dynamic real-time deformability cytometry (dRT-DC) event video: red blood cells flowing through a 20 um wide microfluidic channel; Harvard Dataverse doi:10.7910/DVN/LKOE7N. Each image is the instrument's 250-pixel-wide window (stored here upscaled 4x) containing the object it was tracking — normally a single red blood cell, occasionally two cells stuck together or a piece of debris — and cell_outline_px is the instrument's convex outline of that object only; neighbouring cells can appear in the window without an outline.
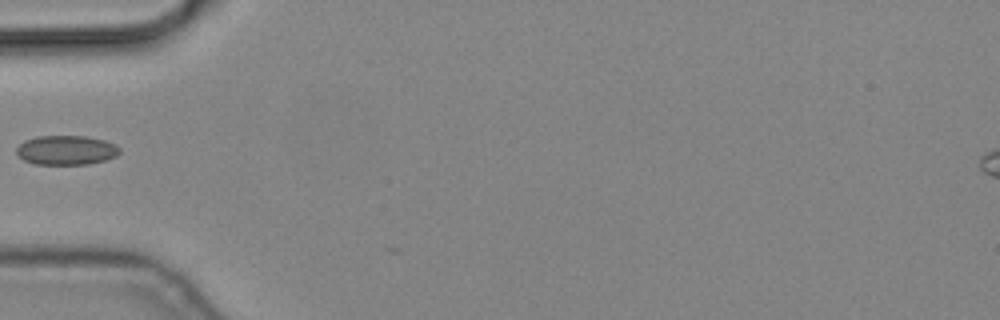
{"species": "common noctule bat (a hibernating species)", "species_latin": "Nyctalus noctula", "temperature_condition": "cold", "stored_images_in_passage": 2, "camera_frame_rate_fps": 3000, "um_per_image_px": 0.085, "animal": {"sex": "male", "body_mass_g": 19.2, "forearm_length_mm": 51.8}, "frame": {"image": 1, "passage_image": 1, "time_ms": 0.0, "image_size_px": [1000, 320], "cell_outline_px": [[120, 152], [116, 156], [104, 160], [88, 164], [36, 164], [24, 160], [16, 152], [16, 148], [24, 140], [36, 136], [84, 136], [104, 140], [120, 148]], "centroid_in_image_um": [5.61, 12.76], "position_along_channel_um": 79.4, "area_um2": 17.51}}
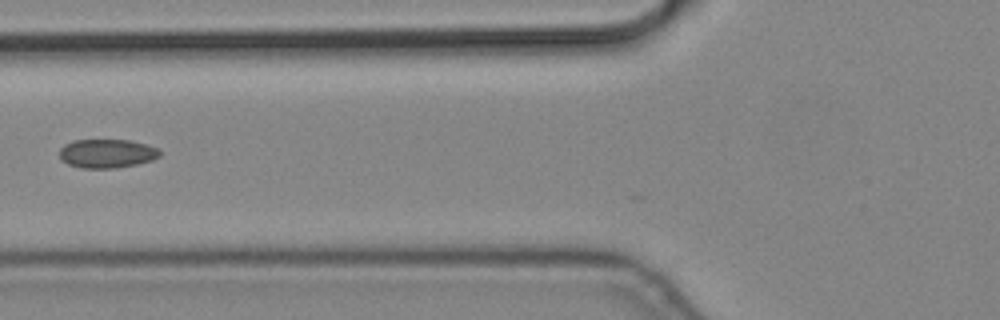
{"frame": {"image": 2, "passage_image": 2, "time_ms": 0.333, "image_size_px": [1000, 320], "cell_outline_px": [[160, 156], [152, 160], [136, 164], [116, 168], [84, 168], [68, 164], [60, 160], [60, 148], [64, 144], [72, 140], [128, 140], [144, 144], [156, 148], [160, 152]], "centroid_in_image_um": [9.04, 13.05], "position_along_channel_um": 116.8, "area_um2": 16.76}}